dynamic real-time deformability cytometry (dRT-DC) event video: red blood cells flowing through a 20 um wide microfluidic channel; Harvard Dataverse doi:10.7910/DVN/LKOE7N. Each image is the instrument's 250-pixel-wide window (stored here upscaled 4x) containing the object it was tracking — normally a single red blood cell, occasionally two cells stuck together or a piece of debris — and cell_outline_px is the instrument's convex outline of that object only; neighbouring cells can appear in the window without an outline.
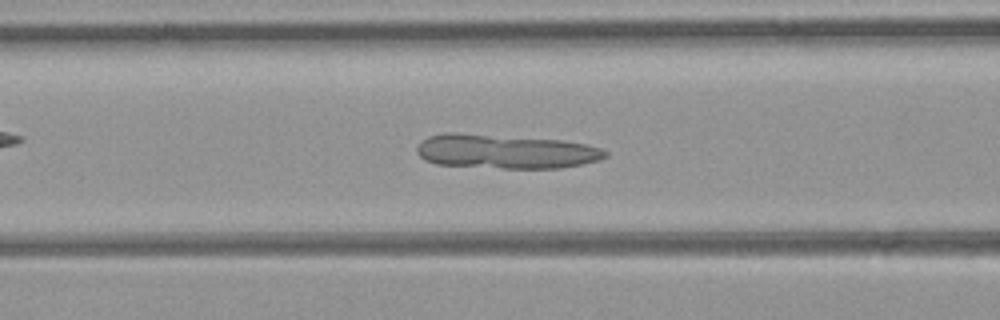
{"species": "common noctule bat (a hibernating species)", "species_latin": "Nyctalus noctula", "temperature_condition": "room temperature", "stored_images_in_passage": 37, "camera_frame_rate_fps": 3000, "um_per_image_px": 0.085, "animal": {"sex": "female", "body_mass_g": 21.9}, "frame": {"image": 1, "passage_image": 9, "time_ms": 2.667, "image_size_px": [1000, 320], "cell_outline_px": [[608, 156], [600, 160], [560, 168], [500, 168], [436, 164], [424, 160], [416, 152], [416, 148], [428, 136], [444, 132], [452, 132], [564, 140], [584, 144], [600, 148], [608, 152]], "centroid_in_image_um": [42.96, 12.87], "position_along_channel_um": 123.6, "area_um2": 37.63}}
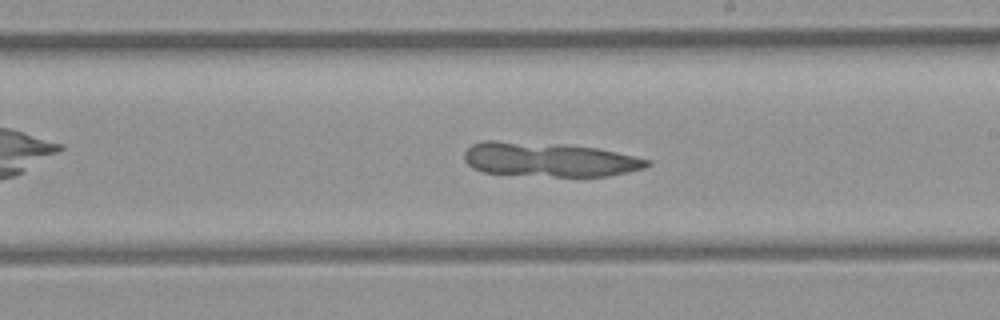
{"frame": {"image": 2, "passage_image": 17, "time_ms": 5.333, "image_size_px": [1000, 320], "cell_outline_px": [[652, 164], [644, 168], [628, 172], [608, 176], [556, 176], [484, 172], [472, 168], [464, 160], [464, 152], [472, 144], [484, 140], [496, 140], [564, 144], [596, 148], [652, 160]], "centroid_in_image_um": [46.67, 13.55], "position_along_channel_um": 242.3, "area_um2": 36.41}}
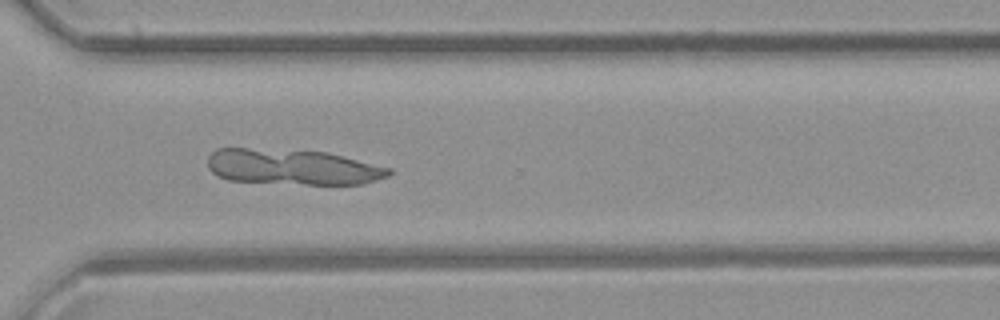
{"frame": {"image": 3, "passage_image": 24, "time_ms": 7.667, "image_size_px": [1000, 320], "cell_outline_px": [[392, 172], [388, 176], [364, 184], [304, 184], [228, 180], [212, 172], [208, 168], [208, 156], [216, 148], [248, 148], [328, 152], [392, 168]], "centroid_in_image_um": [24.88, 14.19], "position_along_channel_um": 345.7, "area_um2": 37.51}}